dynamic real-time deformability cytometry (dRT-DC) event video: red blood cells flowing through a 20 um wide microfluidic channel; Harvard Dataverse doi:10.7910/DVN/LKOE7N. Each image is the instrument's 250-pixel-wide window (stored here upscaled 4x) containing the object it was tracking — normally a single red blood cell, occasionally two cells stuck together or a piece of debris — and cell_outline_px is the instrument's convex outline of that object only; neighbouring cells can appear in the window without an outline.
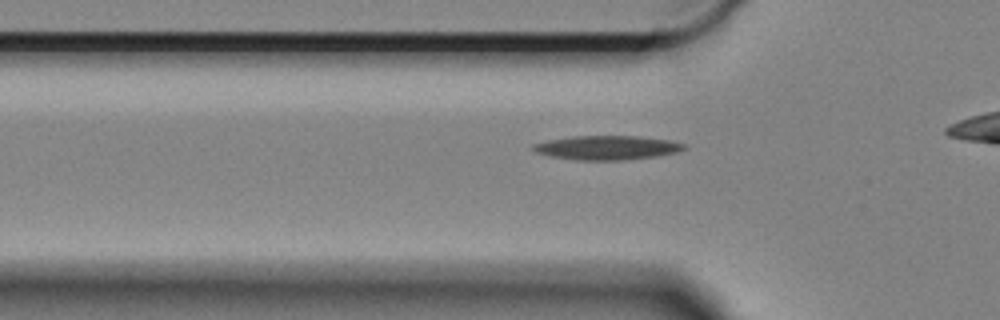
{"species": "Egyptian fruit bat (a non-hibernating species)", "species_latin": "Rousettus aegyptiacus", "temperature_condition": "cold", "stored_images_in_passage": 32, "camera_frame_rate_fps": 3000, "um_per_image_px": 0.085, "animal": {"sex": "female"}, "frame": {"image": 1, "passage_image": 2, "time_ms": 0.333, "image_size_px": [1000, 320], "cell_outline_px": [[688, 148], [676, 152], [656, 156], [620, 160], [576, 160], [552, 156], [536, 152], [532, 148], [532, 144], [548, 140], [572, 136], [636, 136], [668, 140], [684, 144]], "centroid_in_image_um": [51.58, 12.55], "position_along_channel_um": 74.2, "area_um2": 20.98}}
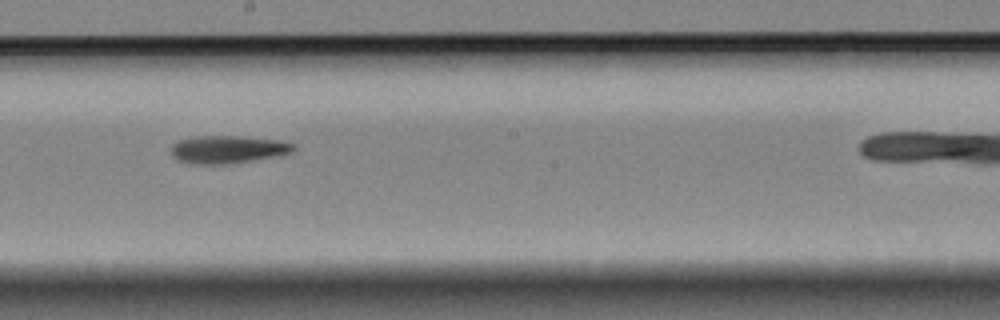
{"frame": {"image": 2, "passage_image": 16, "time_ms": 5.0, "image_size_px": [1000, 320], "cell_outline_px": [[296, 148], [292, 152], [280, 156], [228, 164], [188, 164], [172, 156], [172, 144], [180, 140], [192, 136], [244, 136], [288, 140], [296, 144]], "centroid_in_image_um": [19.46, 12.69], "position_along_channel_um": 228.7, "area_um2": 20.35}}
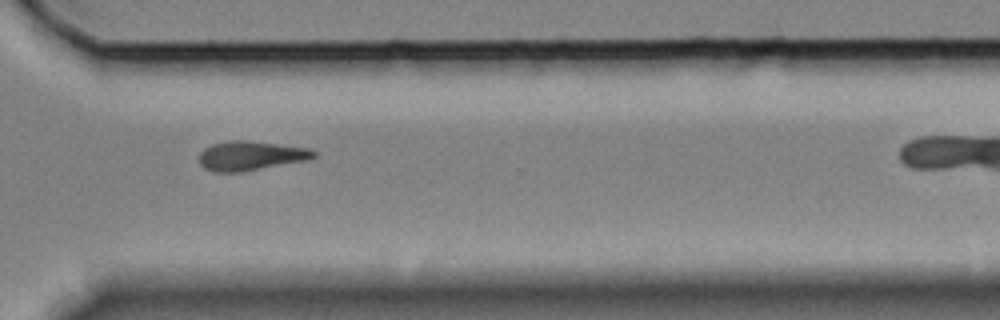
{"frame": {"image": 3, "passage_image": 27, "time_ms": 8.667, "image_size_px": [1000, 320], "cell_outline_px": [[316, 156], [308, 160], [240, 172], [212, 172], [204, 168], [200, 164], [200, 152], [204, 148], [212, 144], [232, 140], [252, 140], [308, 148], [316, 152]], "centroid_in_image_um": [21.3, 13.23], "position_along_channel_um": 349.3, "area_um2": 19.65}}